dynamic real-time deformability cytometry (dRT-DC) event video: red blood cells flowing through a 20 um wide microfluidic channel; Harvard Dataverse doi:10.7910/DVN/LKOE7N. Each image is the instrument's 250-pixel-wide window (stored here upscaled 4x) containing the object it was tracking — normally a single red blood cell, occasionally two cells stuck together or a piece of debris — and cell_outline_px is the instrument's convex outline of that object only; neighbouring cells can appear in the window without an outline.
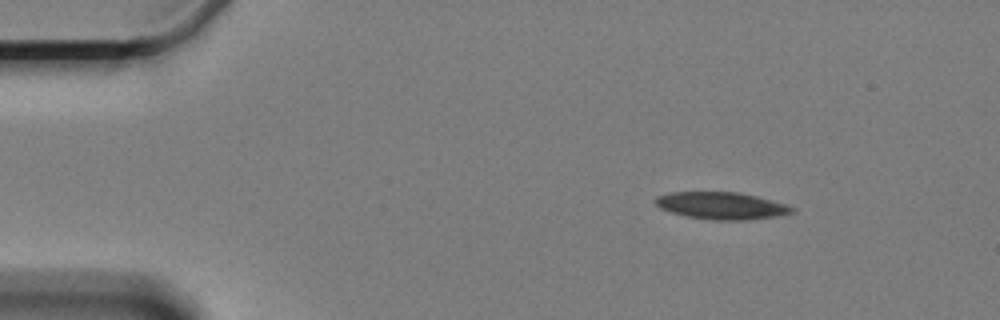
{"species": "Egyptian fruit bat (a non-hibernating species)", "species_latin": "Rousettus aegyptiacus", "temperature_condition": "cold", "stored_images_in_passage": 52, "camera_frame_rate_fps": 3000, "um_per_image_px": 0.085, "animal": {"sex": "female"}, "frame": {"image": 1, "passage_image": 1, "time_ms": 0.0, "image_size_px": [1000, 320], "cell_outline_px": [[796, 212], [776, 216], [744, 220], [716, 220], [688, 216], [672, 212], [660, 208], [656, 204], [656, 196], [668, 192], [736, 192], [756, 196], [788, 204], [796, 208]], "centroid_in_image_um": [61.37, 17.47], "position_along_channel_um": 23.6, "area_um2": 21.5}}
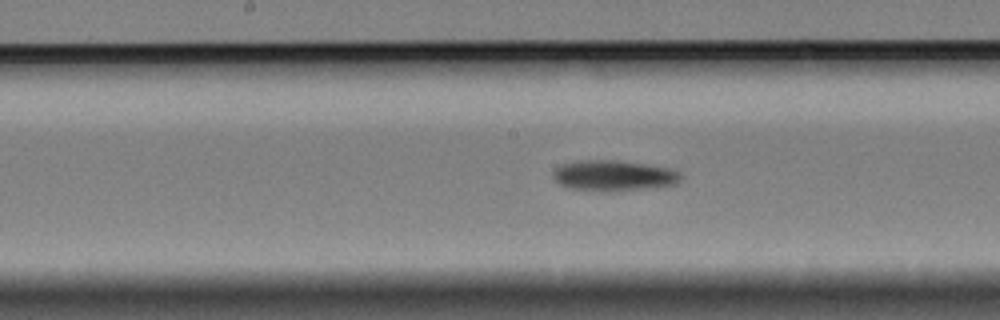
{"frame": {"image": 2, "passage_image": 23, "time_ms": 7.333, "image_size_px": [1000, 320], "cell_outline_px": [[684, 176], [676, 184], [656, 188], [616, 192], [600, 192], [568, 188], [560, 184], [552, 176], [552, 172], [560, 164], [580, 160], [616, 160], [672, 168], [680, 172]], "centroid_in_image_um": [52.19, 14.95], "position_along_channel_um": 196.0, "area_um2": 23.52}}
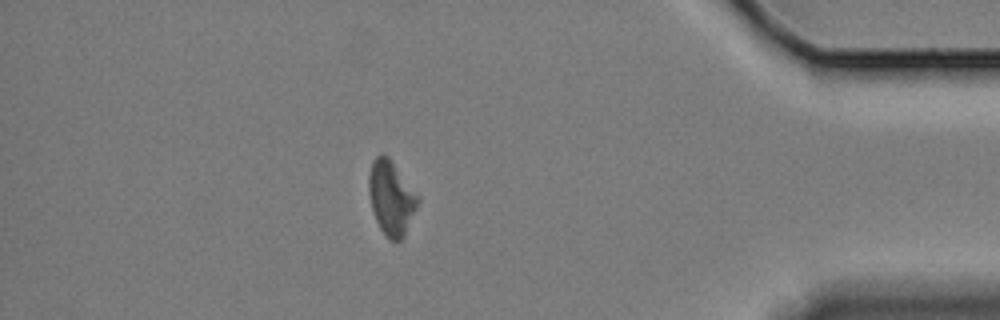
{"frame": {"image": 3, "passage_image": 45, "time_ms": 14.667, "image_size_px": [1000, 320], "cell_outline_px": [[420, 200], [404, 236], [400, 240], [388, 240], [380, 228], [376, 220], [372, 208], [368, 192], [368, 176], [372, 160], [380, 152], [384, 152], [388, 156], [420, 196]], "centroid_in_image_um": [33.25, 16.78], "position_along_channel_um": 402.0, "area_um2": 21.44}, "authors_computed_cell_mechanics": {"area_um2": 21.964, "velocity_mm_per_s": 3.3238, "shape_relaxation_time_tau1_ms": 4.6749, "shape_relaxation_time_tau2_ms": null, "deformation_change_tau1": 0.1258, "deformation_change_tau2": null}}